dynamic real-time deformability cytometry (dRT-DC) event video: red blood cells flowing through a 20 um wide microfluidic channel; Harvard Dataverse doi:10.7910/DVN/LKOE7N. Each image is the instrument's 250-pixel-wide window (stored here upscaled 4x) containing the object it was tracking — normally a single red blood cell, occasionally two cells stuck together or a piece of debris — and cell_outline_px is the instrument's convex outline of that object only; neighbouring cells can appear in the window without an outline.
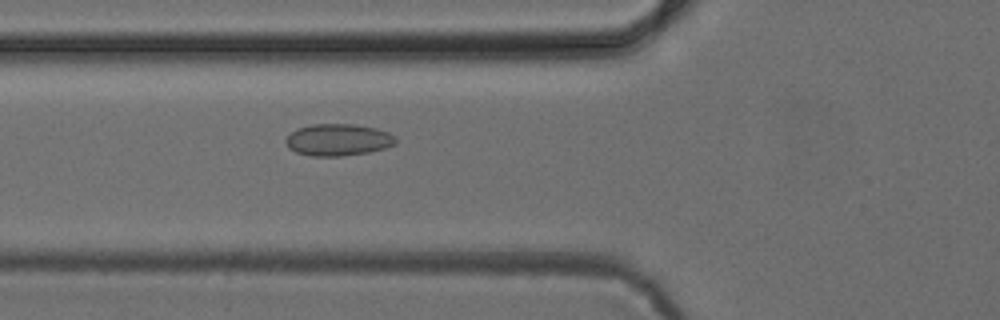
{"species": "common noctule bat (a hibernating species)", "species_latin": "Nyctalus noctula", "temperature_condition": "cold", "stored_images_in_passage": 2, "camera_frame_rate_fps": 3000, "um_per_image_px": 0.085, "animal": {"sex": "female", "body_mass_g": 24.6, "forearm_length_mm": 56.2}, "frame": {"image": 1, "passage_image": 2, "time_ms": 1.0, "image_size_px": [1000, 320], "cell_outline_px": [[396, 144], [384, 148], [368, 152], [340, 156], [312, 156], [296, 152], [288, 148], [284, 140], [296, 128], [312, 124], [352, 124], [376, 128], [388, 132], [396, 136]], "centroid_in_image_um": [28.73, 11.88], "position_along_channel_um": 97.1, "area_um2": 20.46}}